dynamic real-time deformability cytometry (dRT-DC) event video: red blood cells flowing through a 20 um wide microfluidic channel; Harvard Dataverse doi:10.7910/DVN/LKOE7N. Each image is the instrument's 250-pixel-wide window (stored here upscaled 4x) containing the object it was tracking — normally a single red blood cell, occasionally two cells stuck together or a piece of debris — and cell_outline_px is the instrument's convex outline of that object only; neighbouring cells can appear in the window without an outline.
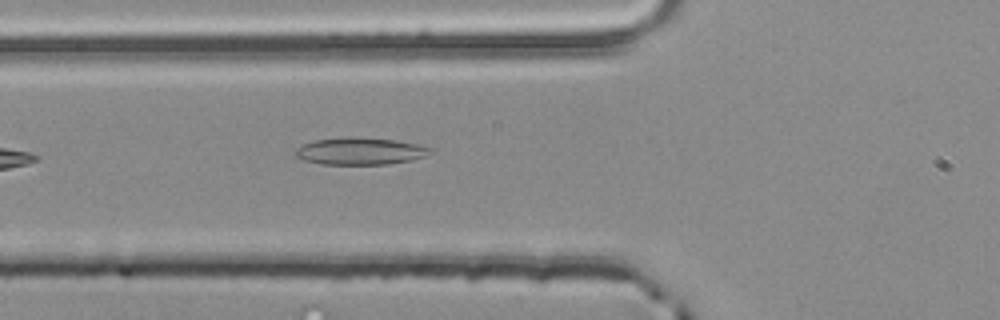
{"species": "common noctule bat (a hibernating species)", "species_latin": "Nyctalus noctula", "temperature_condition": "room temperature", "stored_images_in_passage": 2, "camera_frame_rate_fps": 3000, "um_per_image_px": 0.085, "animal": {"sex": "male", "body_mass_g": 20.4}, "frame": {"image": 1, "passage_image": 2, "time_ms": 0.333, "image_size_px": [1000, 320], "cell_outline_px": [[432, 148], [424, 156], [412, 160], [388, 164], [324, 164], [304, 160], [296, 156], [292, 152], [296, 148], [312, 140], [396, 140], [416, 144]], "centroid_in_image_um": [30.59, 12.9], "position_along_channel_um": 95.2, "area_um2": 20.06}}